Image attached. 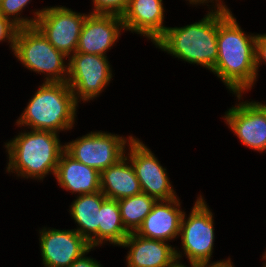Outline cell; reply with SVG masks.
<instances>
[{
	"label": "cell",
	"instance_id": "obj_1",
	"mask_svg": "<svg viewBox=\"0 0 266 267\" xmlns=\"http://www.w3.org/2000/svg\"><path fill=\"white\" fill-rule=\"evenodd\" d=\"M218 56L212 72L241 100L256 82V35H246L231 10L218 9Z\"/></svg>",
	"mask_w": 266,
	"mask_h": 267
},
{
	"label": "cell",
	"instance_id": "obj_2",
	"mask_svg": "<svg viewBox=\"0 0 266 267\" xmlns=\"http://www.w3.org/2000/svg\"><path fill=\"white\" fill-rule=\"evenodd\" d=\"M5 148L9 158L6 172L43 180L49 173L55 175L65 145L60 143L58 133L31 129L5 143Z\"/></svg>",
	"mask_w": 266,
	"mask_h": 267
},
{
	"label": "cell",
	"instance_id": "obj_3",
	"mask_svg": "<svg viewBox=\"0 0 266 267\" xmlns=\"http://www.w3.org/2000/svg\"><path fill=\"white\" fill-rule=\"evenodd\" d=\"M209 11L199 22L183 27H167L154 45L171 56L200 65L211 72L218 56V9Z\"/></svg>",
	"mask_w": 266,
	"mask_h": 267
},
{
	"label": "cell",
	"instance_id": "obj_4",
	"mask_svg": "<svg viewBox=\"0 0 266 267\" xmlns=\"http://www.w3.org/2000/svg\"><path fill=\"white\" fill-rule=\"evenodd\" d=\"M77 105L67 82H44L31 97L16 124L55 133L70 130L75 124Z\"/></svg>",
	"mask_w": 266,
	"mask_h": 267
},
{
	"label": "cell",
	"instance_id": "obj_5",
	"mask_svg": "<svg viewBox=\"0 0 266 267\" xmlns=\"http://www.w3.org/2000/svg\"><path fill=\"white\" fill-rule=\"evenodd\" d=\"M13 53L27 69L46 74L44 82H67L68 63L64 59L68 56L58 51L35 26L19 28Z\"/></svg>",
	"mask_w": 266,
	"mask_h": 267
},
{
	"label": "cell",
	"instance_id": "obj_6",
	"mask_svg": "<svg viewBox=\"0 0 266 267\" xmlns=\"http://www.w3.org/2000/svg\"><path fill=\"white\" fill-rule=\"evenodd\" d=\"M186 217L184 212L179 235L181 236L183 252L190 265L209 266L227 261L224 259L210 263L215 241L214 217L201 195L197 197L187 219Z\"/></svg>",
	"mask_w": 266,
	"mask_h": 267
},
{
	"label": "cell",
	"instance_id": "obj_7",
	"mask_svg": "<svg viewBox=\"0 0 266 267\" xmlns=\"http://www.w3.org/2000/svg\"><path fill=\"white\" fill-rule=\"evenodd\" d=\"M68 58L67 84L76 103L100 95L113 77L107 56L75 52Z\"/></svg>",
	"mask_w": 266,
	"mask_h": 267
},
{
	"label": "cell",
	"instance_id": "obj_8",
	"mask_svg": "<svg viewBox=\"0 0 266 267\" xmlns=\"http://www.w3.org/2000/svg\"><path fill=\"white\" fill-rule=\"evenodd\" d=\"M132 139L131 135L126 138L108 132L91 131L65 143V151L74 159L101 173L125 155V148Z\"/></svg>",
	"mask_w": 266,
	"mask_h": 267
},
{
	"label": "cell",
	"instance_id": "obj_9",
	"mask_svg": "<svg viewBox=\"0 0 266 267\" xmlns=\"http://www.w3.org/2000/svg\"><path fill=\"white\" fill-rule=\"evenodd\" d=\"M33 13L37 18L34 26L58 51L69 57L76 52L87 14L77 13L64 6H49Z\"/></svg>",
	"mask_w": 266,
	"mask_h": 267
},
{
	"label": "cell",
	"instance_id": "obj_10",
	"mask_svg": "<svg viewBox=\"0 0 266 267\" xmlns=\"http://www.w3.org/2000/svg\"><path fill=\"white\" fill-rule=\"evenodd\" d=\"M128 144L129 152L125 154L128 155L135 170L142 193H146L156 201L176 198L166 168L162 167L154 153L136 137H133Z\"/></svg>",
	"mask_w": 266,
	"mask_h": 267
},
{
	"label": "cell",
	"instance_id": "obj_11",
	"mask_svg": "<svg viewBox=\"0 0 266 267\" xmlns=\"http://www.w3.org/2000/svg\"><path fill=\"white\" fill-rule=\"evenodd\" d=\"M223 118L243 145L258 152L266 151V104L242 101L230 108Z\"/></svg>",
	"mask_w": 266,
	"mask_h": 267
},
{
	"label": "cell",
	"instance_id": "obj_12",
	"mask_svg": "<svg viewBox=\"0 0 266 267\" xmlns=\"http://www.w3.org/2000/svg\"><path fill=\"white\" fill-rule=\"evenodd\" d=\"M39 231L41 257L45 267H69L75 260L94 249L74 229L44 227Z\"/></svg>",
	"mask_w": 266,
	"mask_h": 267
},
{
	"label": "cell",
	"instance_id": "obj_13",
	"mask_svg": "<svg viewBox=\"0 0 266 267\" xmlns=\"http://www.w3.org/2000/svg\"><path fill=\"white\" fill-rule=\"evenodd\" d=\"M124 29L122 17L89 13L82 25L76 52L106 56Z\"/></svg>",
	"mask_w": 266,
	"mask_h": 267
},
{
	"label": "cell",
	"instance_id": "obj_14",
	"mask_svg": "<svg viewBox=\"0 0 266 267\" xmlns=\"http://www.w3.org/2000/svg\"><path fill=\"white\" fill-rule=\"evenodd\" d=\"M122 247L130 250L126 256L128 267H174L180 263L182 254L163 240L149 239L129 233Z\"/></svg>",
	"mask_w": 266,
	"mask_h": 267
},
{
	"label": "cell",
	"instance_id": "obj_15",
	"mask_svg": "<svg viewBox=\"0 0 266 267\" xmlns=\"http://www.w3.org/2000/svg\"><path fill=\"white\" fill-rule=\"evenodd\" d=\"M180 205V200L177 197L156 201L151 212L145 217L135 233L145 238L166 242L180 237L181 221L184 214Z\"/></svg>",
	"mask_w": 266,
	"mask_h": 267
},
{
	"label": "cell",
	"instance_id": "obj_16",
	"mask_svg": "<svg viewBox=\"0 0 266 267\" xmlns=\"http://www.w3.org/2000/svg\"><path fill=\"white\" fill-rule=\"evenodd\" d=\"M162 0H129L122 16L125 31L147 37L154 44L167 29Z\"/></svg>",
	"mask_w": 266,
	"mask_h": 267
},
{
	"label": "cell",
	"instance_id": "obj_17",
	"mask_svg": "<svg viewBox=\"0 0 266 267\" xmlns=\"http://www.w3.org/2000/svg\"><path fill=\"white\" fill-rule=\"evenodd\" d=\"M54 176L60 187L72 194L100 191V172L74 159L65 150L60 156Z\"/></svg>",
	"mask_w": 266,
	"mask_h": 267
},
{
	"label": "cell",
	"instance_id": "obj_18",
	"mask_svg": "<svg viewBox=\"0 0 266 267\" xmlns=\"http://www.w3.org/2000/svg\"><path fill=\"white\" fill-rule=\"evenodd\" d=\"M128 161L127 155H124L100 173V191L107 198L118 201L142 193L135 170Z\"/></svg>",
	"mask_w": 266,
	"mask_h": 267
},
{
	"label": "cell",
	"instance_id": "obj_19",
	"mask_svg": "<svg viewBox=\"0 0 266 267\" xmlns=\"http://www.w3.org/2000/svg\"><path fill=\"white\" fill-rule=\"evenodd\" d=\"M107 197L101 192L77 195L70 207V215L78 224L76 230L94 248L99 246L100 207Z\"/></svg>",
	"mask_w": 266,
	"mask_h": 267
},
{
	"label": "cell",
	"instance_id": "obj_20",
	"mask_svg": "<svg viewBox=\"0 0 266 267\" xmlns=\"http://www.w3.org/2000/svg\"><path fill=\"white\" fill-rule=\"evenodd\" d=\"M99 212V246L106 241H109L110 244L120 246L129 235V232L123 225L118 201L106 198Z\"/></svg>",
	"mask_w": 266,
	"mask_h": 267
},
{
	"label": "cell",
	"instance_id": "obj_21",
	"mask_svg": "<svg viewBox=\"0 0 266 267\" xmlns=\"http://www.w3.org/2000/svg\"><path fill=\"white\" fill-rule=\"evenodd\" d=\"M155 202L156 200L146 193L118 200L121 219L129 233L138 230L145 217L151 212Z\"/></svg>",
	"mask_w": 266,
	"mask_h": 267
},
{
	"label": "cell",
	"instance_id": "obj_22",
	"mask_svg": "<svg viewBox=\"0 0 266 267\" xmlns=\"http://www.w3.org/2000/svg\"><path fill=\"white\" fill-rule=\"evenodd\" d=\"M31 0H2L0 3V16L9 19L19 28L33 27L37 18L28 19L20 16L23 9ZM19 15V16H18ZM13 17V18H12ZM22 17V18H21Z\"/></svg>",
	"mask_w": 266,
	"mask_h": 267
},
{
	"label": "cell",
	"instance_id": "obj_23",
	"mask_svg": "<svg viewBox=\"0 0 266 267\" xmlns=\"http://www.w3.org/2000/svg\"><path fill=\"white\" fill-rule=\"evenodd\" d=\"M92 14L116 15L122 17L128 7L129 0H92Z\"/></svg>",
	"mask_w": 266,
	"mask_h": 267
},
{
	"label": "cell",
	"instance_id": "obj_24",
	"mask_svg": "<svg viewBox=\"0 0 266 267\" xmlns=\"http://www.w3.org/2000/svg\"><path fill=\"white\" fill-rule=\"evenodd\" d=\"M19 30V27L16 26L12 21L7 18L0 16V42L6 41L10 43L12 52L14 50L16 34Z\"/></svg>",
	"mask_w": 266,
	"mask_h": 267
},
{
	"label": "cell",
	"instance_id": "obj_25",
	"mask_svg": "<svg viewBox=\"0 0 266 267\" xmlns=\"http://www.w3.org/2000/svg\"><path fill=\"white\" fill-rule=\"evenodd\" d=\"M255 58H256V72L258 75V69L260 67V63L265 62L266 64V34H257L256 35V50H255Z\"/></svg>",
	"mask_w": 266,
	"mask_h": 267
},
{
	"label": "cell",
	"instance_id": "obj_26",
	"mask_svg": "<svg viewBox=\"0 0 266 267\" xmlns=\"http://www.w3.org/2000/svg\"><path fill=\"white\" fill-rule=\"evenodd\" d=\"M69 267H103L101 266L100 262H97L91 257L85 256V254L75 260Z\"/></svg>",
	"mask_w": 266,
	"mask_h": 267
},
{
	"label": "cell",
	"instance_id": "obj_27",
	"mask_svg": "<svg viewBox=\"0 0 266 267\" xmlns=\"http://www.w3.org/2000/svg\"><path fill=\"white\" fill-rule=\"evenodd\" d=\"M187 1H189V3L190 4H192V5H196V4H207V3H209V2H213L214 0H187ZM221 0H215V2H216V6H214L215 8H217V9H224V10H230L223 2L221 3L220 2ZM224 4V5H223Z\"/></svg>",
	"mask_w": 266,
	"mask_h": 267
},
{
	"label": "cell",
	"instance_id": "obj_28",
	"mask_svg": "<svg viewBox=\"0 0 266 267\" xmlns=\"http://www.w3.org/2000/svg\"><path fill=\"white\" fill-rule=\"evenodd\" d=\"M206 267H234L233 266V263L231 262V259L228 258L227 261L223 262V263H220V264H211L209 266H206Z\"/></svg>",
	"mask_w": 266,
	"mask_h": 267
},
{
	"label": "cell",
	"instance_id": "obj_29",
	"mask_svg": "<svg viewBox=\"0 0 266 267\" xmlns=\"http://www.w3.org/2000/svg\"><path fill=\"white\" fill-rule=\"evenodd\" d=\"M190 266L191 267H206L204 265H193V264H191ZM174 267H186V265L182 264L181 262V263H177Z\"/></svg>",
	"mask_w": 266,
	"mask_h": 267
},
{
	"label": "cell",
	"instance_id": "obj_30",
	"mask_svg": "<svg viewBox=\"0 0 266 267\" xmlns=\"http://www.w3.org/2000/svg\"><path fill=\"white\" fill-rule=\"evenodd\" d=\"M262 259H266V251H265L264 256L262 257Z\"/></svg>",
	"mask_w": 266,
	"mask_h": 267
}]
</instances>
